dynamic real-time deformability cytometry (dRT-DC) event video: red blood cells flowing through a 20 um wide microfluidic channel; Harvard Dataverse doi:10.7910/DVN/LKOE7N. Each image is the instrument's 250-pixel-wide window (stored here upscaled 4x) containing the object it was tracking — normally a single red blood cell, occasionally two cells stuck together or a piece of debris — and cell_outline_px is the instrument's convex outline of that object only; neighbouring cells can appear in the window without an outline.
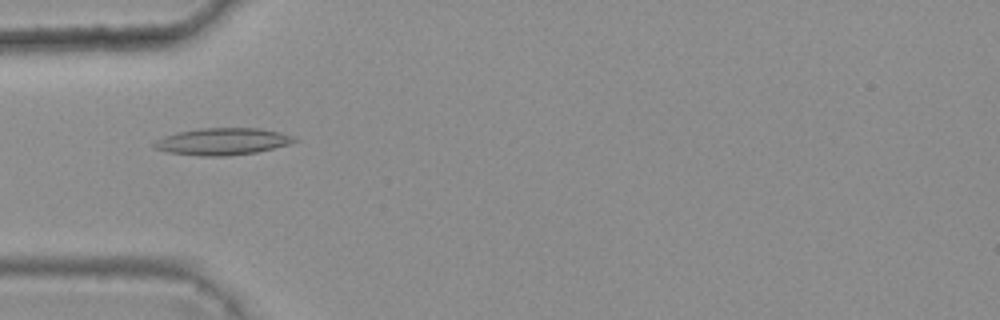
{"species": "common noctule bat (a hibernating species)", "species_latin": "Nyctalus noctula", "temperature_condition": "warm", "stored_images_in_passage": 6, "camera_frame_rate_fps": 3000, "um_per_image_px": 0.085, "animal": {"sex": "female", "body_mass_g": 25.1}, "frame": {"image": 1, "passage_image": 5, "time_ms": 1.333, "image_size_px": [1000, 320], "cell_outline_px": [[300, 140], [292, 144], [256, 152], [228, 156], [200, 156], [168, 152], [156, 148], [152, 144], [156, 140], [164, 136], [176, 132], [200, 128], [260, 128], [280, 132], [296, 136]], "centroid_in_image_um": [18.97, 12.02], "position_along_channel_um": 66.0, "area_um2": 22.25}}
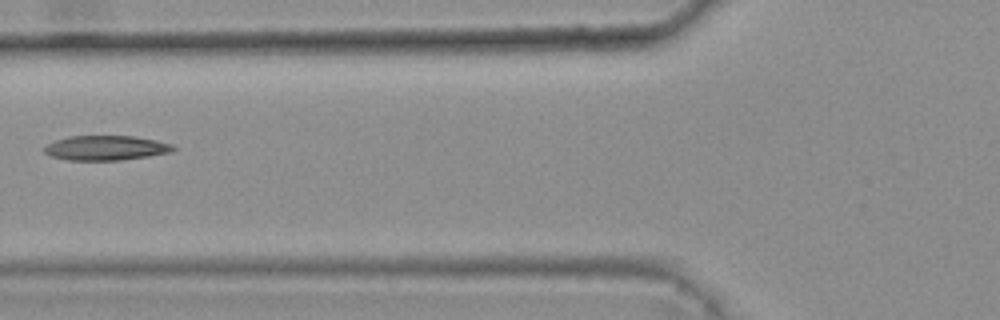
{"frame": {"image": 2, "passage_image": 6, "time_ms": 1.667, "image_size_px": [1000, 320], "cell_outline_px": [[176, 148], [172, 152], [148, 156], [120, 160], [68, 160], [52, 156], [44, 152], [40, 148], [56, 140], [68, 136], [132, 136], [156, 140], [172, 144]], "centroid_in_image_um": [8.98, 12.57], "position_along_channel_um": 116.8, "area_um2": 18.55}}